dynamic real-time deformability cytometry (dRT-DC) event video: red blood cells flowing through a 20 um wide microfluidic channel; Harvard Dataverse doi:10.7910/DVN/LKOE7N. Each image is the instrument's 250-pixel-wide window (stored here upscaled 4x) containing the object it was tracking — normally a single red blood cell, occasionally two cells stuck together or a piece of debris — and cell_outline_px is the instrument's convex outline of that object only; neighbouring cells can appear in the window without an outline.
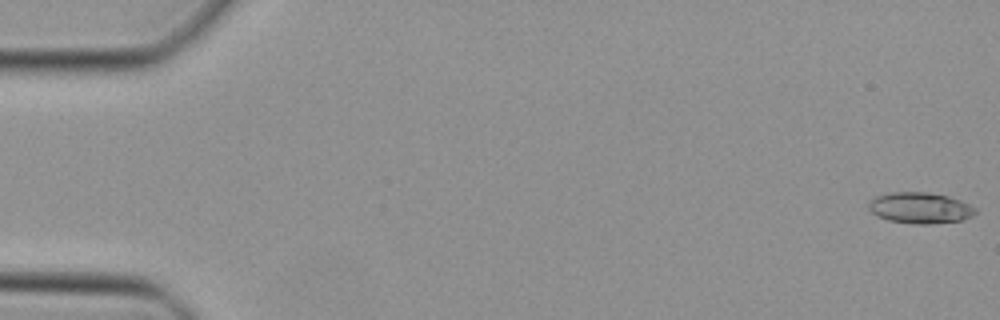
{"species": "Egyptian fruit bat (a non-hibernating species)", "species_latin": "Rousettus aegyptiacus", "temperature_condition": "cold", "stored_images_in_passage": 11, "camera_frame_rate_fps": 3000, "um_per_image_px": 0.085, "animal": {"sex": "female"}, "frame": {"image": 1, "passage_image": 1, "time_ms": 0.0, "image_size_px": [1000, 320], "cell_outline_px": [[976, 212], [972, 216], [960, 220], [928, 224], [912, 224], [888, 220], [876, 216], [868, 208], [868, 204], [876, 196], [892, 192], [928, 192], [948, 196], [960, 200], [976, 208]], "centroid_in_image_um": [78.19, 17.67], "position_along_channel_um": 6.8, "area_um2": 19.25}}